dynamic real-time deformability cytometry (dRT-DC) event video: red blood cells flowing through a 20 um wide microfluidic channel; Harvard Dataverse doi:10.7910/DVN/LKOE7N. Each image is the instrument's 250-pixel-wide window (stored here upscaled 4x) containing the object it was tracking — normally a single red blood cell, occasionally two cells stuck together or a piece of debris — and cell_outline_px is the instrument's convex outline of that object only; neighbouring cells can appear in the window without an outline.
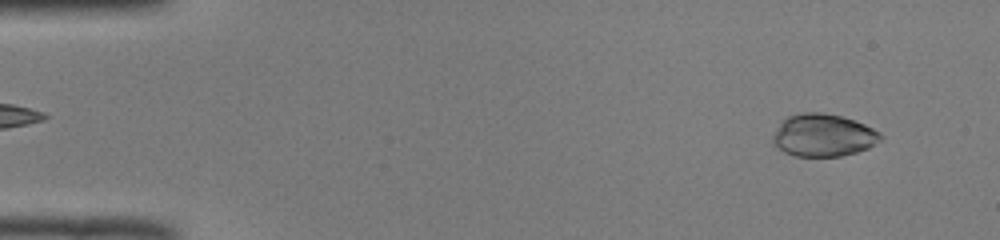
{"species": "common noctule bat (a hibernating species)", "species_latin": "Nyctalus noctula", "temperature_condition": "room temperature", "stored_images_in_passage": 36, "camera_frame_rate_fps": 3000, "um_per_image_px": 0.085, "animal": {"sex": "male", "body_mass_g": 19.0, "forearm_length_mm": 50.8}, "frame": {"image": 1, "passage_image": 1, "time_ms": 0.0, "image_size_px": [1000, 240], "cell_outline_px": [[880, 140], [868, 148], [856, 152], [840, 156], [792, 156], [784, 152], [772, 140], [772, 136], [780, 124], [788, 116], [800, 112], [820, 112], [840, 116], [864, 124], [880, 132]], "centroid_in_image_um": [69.96, 11.5], "position_along_channel_um": 15.0, "area_um2": 26.36}}
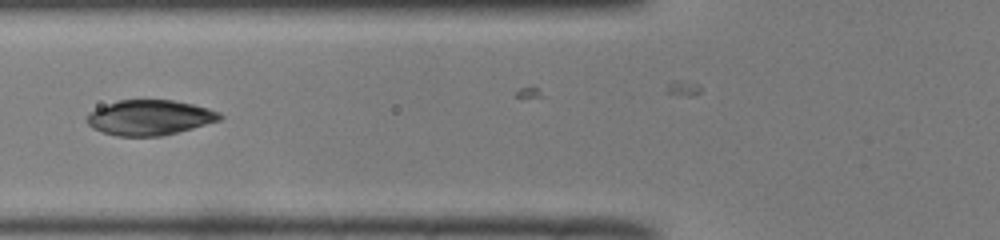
{"frame": {"image": 2, "passage_image": 17, "time_ms": 5.333, "image_size_px": [1000, 240], "cell_outline_px": [[224, 116], [220, 120], [192, 128], [160, 136], [116, 136], [92, 128], [88, 124], [88, 116], [96, 108], [120, 100], [172, 100], [192, 104], [208, 108], [220, 112]], "centroid_in_image_um": [12.75, 9.99], "position_along_channel_um": 113.0, "area_um2": 26.88}}
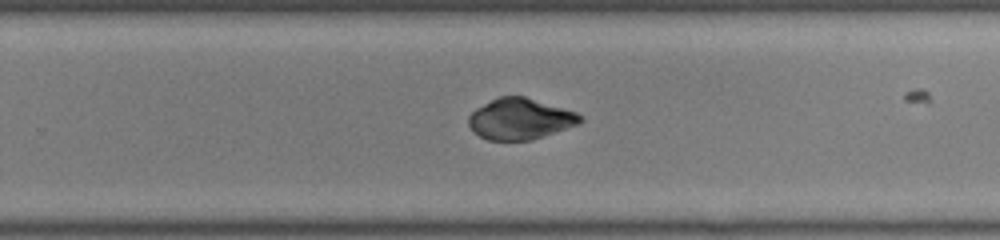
{"frame": {"image": 3, "passage_image": 30, "time_ms": 9.667, "image_size_px": [1000, 240], "cell_outline_px": [[584, 120], [576, 124], [532, 140], [488, 140], [472, 132], [468, 124], [468, 116], [476, 108], [500, 96], [524, 96], [576, 112], [584, 116]], "centroid_in_image_um": [44.18, 10.11], "position_along_channel_um": 285.6, "area_um2": 26.47}}